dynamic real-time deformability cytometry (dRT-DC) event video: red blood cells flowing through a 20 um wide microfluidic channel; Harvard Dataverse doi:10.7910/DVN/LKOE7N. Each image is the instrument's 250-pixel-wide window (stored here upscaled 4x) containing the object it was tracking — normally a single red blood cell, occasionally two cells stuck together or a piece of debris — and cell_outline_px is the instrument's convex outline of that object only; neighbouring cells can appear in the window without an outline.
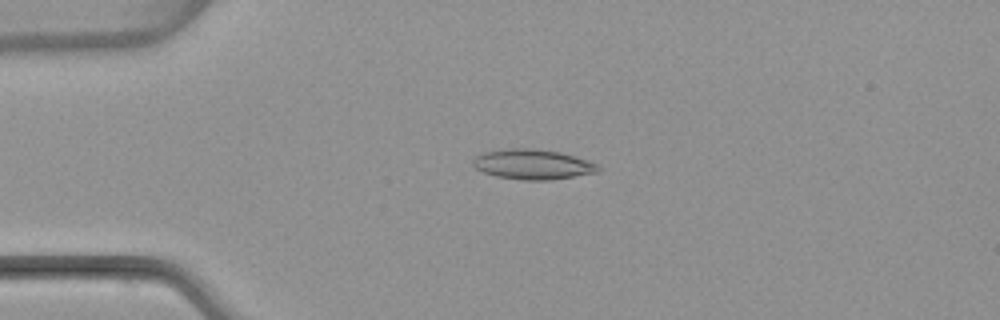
{"species": "common noctule bat (a hibernating species)", "species_latin": "Nyctalus noctula", "temperature_condition": "warm", "stored_images_in_passage": 5, "camera_frame_rate_fps": 3000, "um_per_image_px": 0.085, "animal": {"sex": "female", "body_mass_g": 22.7, "forearm_length_mm": 54.2}, "frame": {"image": 1, "passage_image": 4, "time_ms": 3.667, "image_size_px": [1000, 320], "cell_outline_px": [[600, 168], [596, 172], [552, 180], [524, 180], [496, 176], [484, 172], [476, 168], [472, 164], [472, 160], [476, 156], [484, 152], [512, 148], [532, 148], [560, 152], [588, 160], [596, 164]], "centroid_in_image_um": [45.26, 13.97], "position_along_channel_um": 39.7, "area_um2": 21.73}}